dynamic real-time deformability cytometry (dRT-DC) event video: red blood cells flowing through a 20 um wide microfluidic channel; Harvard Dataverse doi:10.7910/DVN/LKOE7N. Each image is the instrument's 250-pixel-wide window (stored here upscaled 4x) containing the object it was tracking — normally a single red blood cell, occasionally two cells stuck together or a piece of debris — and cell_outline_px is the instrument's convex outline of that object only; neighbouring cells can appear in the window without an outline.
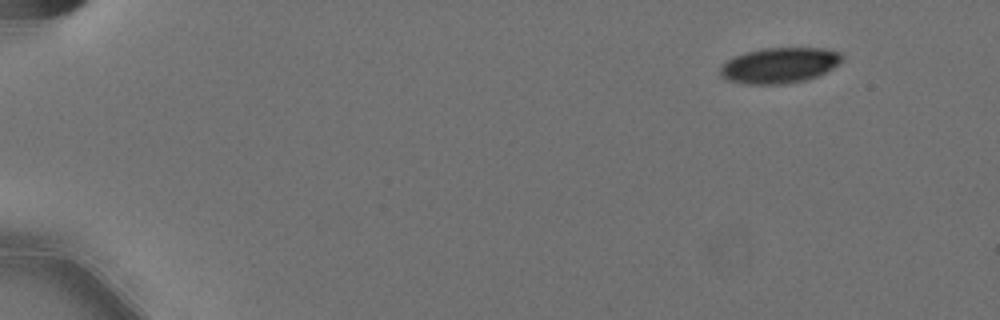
{"species": "Egyptian fruit bat (a non-hibernating species)", "species_latin": "Rousettus aegyptiacus", "temperature_condition": "cold", "stored_images_in_passage": 53, "camera_frame_rate_fps": 3000, "um_per_image_px": 0.085, "animal": {"sex": "female"}, "frame": {"image": 1, "passage_image": 1, "time_ms": 0.0, "image_size_px": [1000, 320], "cell_outline_px": [[844, 56], [840, 64], [816, 76], [804, 80], [780, 84], [744, 84], [728, 80], [720, 76], [720, 68], [728, 60], [744, 52], [764, 48], [828, 48], [840, 52]], "centroid_in_image_um": [66.27, 5.54], "position_along_channel_um": 18.7, "area_um2": 25.2}}
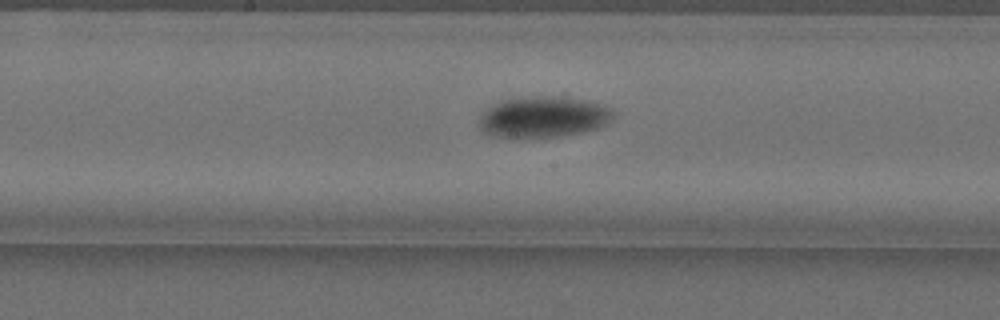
{"frame": {"image": 2, "passage_image": 27, "time_ms": 8.667, "image_size_px": [1000, 320], "cell_outline_px": [[612, 116], [604, 124], [596, 128], [580, 132], [560, 136], [520, 140], [488, 136], [480, 128], [480, 116], [488, 108], [504, 100], [536, 96], [568, 96], [600, 104], [612, 108]], "centroid_in_image_um": [46.12, 9.98], "position_along_channel_um": 202.1, "area_um2": 32.37}}
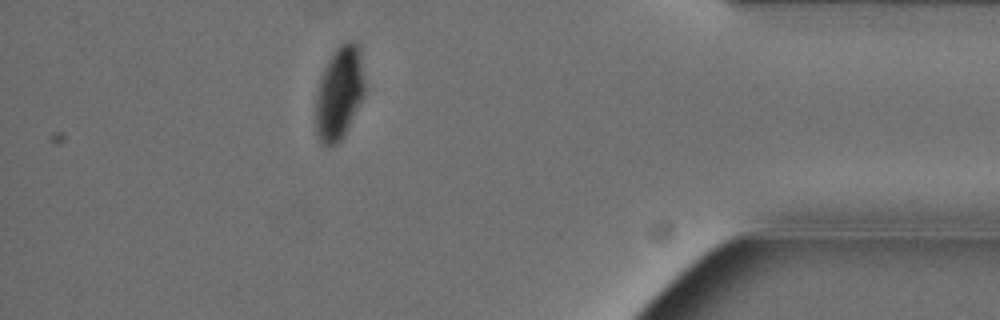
{"frame": {"image": 3, "passage_image": 47, "time_ms": 15.333, "image_size_px": [1000, 320], "cell_outline_px": [[364, 92], [344, 136], [336, 144], [328, 148], [324, 148], [320, 144], [316, 136], [316, 92], [320, 76], [328, 60], [336, 48], [344, 40], [356, 40], [360, 48], [364, 84]], "centroid_in_image_um": [28.81, 7.91], "position_along_channel_um": 406.4, "area_um2": 26.88}, "authors_computed_cell_mechanics": {"area_um2": 29.0734, "velocity_mm_per_s": 3.5797, "shape_relaxation_time_tau1_ms": 3.861, "shape_relaxation_time_tau2_ms": null, "deformation_change_tau1": 0.1229, "deformation_change_tau2": null}}